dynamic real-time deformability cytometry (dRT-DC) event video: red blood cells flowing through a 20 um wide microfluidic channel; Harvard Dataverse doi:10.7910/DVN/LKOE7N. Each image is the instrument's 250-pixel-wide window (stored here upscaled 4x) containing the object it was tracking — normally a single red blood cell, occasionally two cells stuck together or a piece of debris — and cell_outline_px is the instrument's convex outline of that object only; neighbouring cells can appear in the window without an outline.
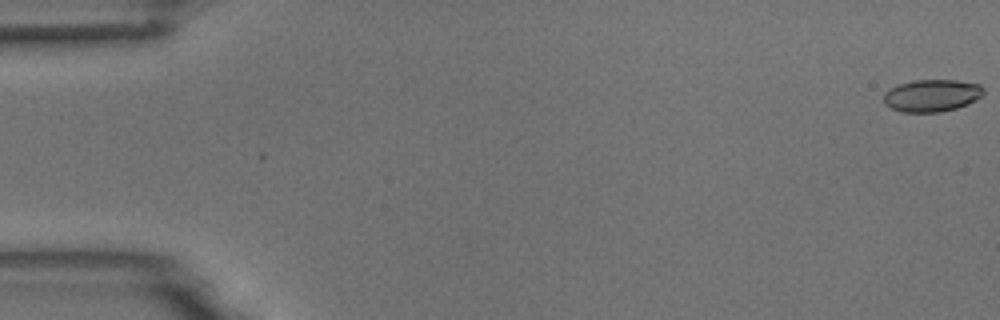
{"species": "common noctule bat (a hibernating species)", "species_latin": "Nyctalus noctula", "temperature_condition": "room temperature", "stored_images_in_passage": 6, "camera_frame_rate_fps": 3000, "um_per_image_px": 0.085, "animal": {"sex": "male", "body_mass_g": 18.8}, "frame": {"image": 1, "passage_image": 1, "time_ms": 0.0, "image_size_px": [1000, 320], "cell_outline_px": [[984, 92], [976, 100], [968, 104], [956, 108], [940, 112], [900, 112], [884, 104], [884, 92], [900, 84], [912, 80], [956, 80], [980, 84], [984, 88]], "centroid_in_image_um": [79.21, 8.12], "position_along_channel_um": 5.8, "area_um2": 18.79}}
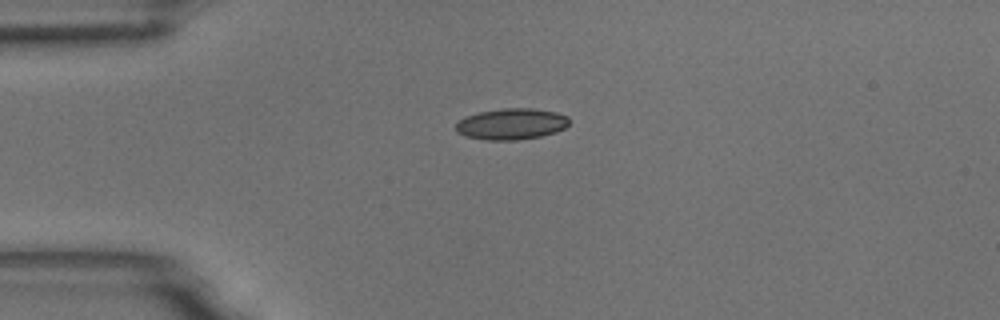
{"frame": {"image": 2, "passage_image": 5, "time_ms": 1.333, "image_size_px": [1000, 320], "cell_outline_px": [[568, 124], [564, 128], [556, 132], [540, 136], [516, 140], [488, 140], [464, 136], [456, 132], [456, 124], [464, 116], [480, 112], [504, 108], [532, 108], [556, 112], [568, 116]], "centroid_in_image_um": [43.45, 10.54], "position_along_channel_um": 41.5, "area_um2": 20.58}}